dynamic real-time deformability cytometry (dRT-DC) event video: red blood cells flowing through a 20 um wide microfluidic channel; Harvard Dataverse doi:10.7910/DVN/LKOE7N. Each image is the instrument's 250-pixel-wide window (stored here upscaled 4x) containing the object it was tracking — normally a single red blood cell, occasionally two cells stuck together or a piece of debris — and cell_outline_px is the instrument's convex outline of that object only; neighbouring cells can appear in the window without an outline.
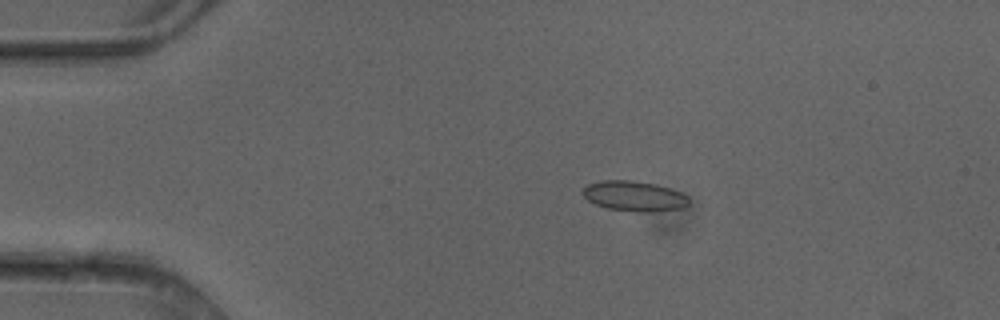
{"species": "common noctule bat (a hibernating species)", "species_latin": "Nyctalus noctula", "temperature_condition": "cold", "stored_images_in_passage": 5, "camera_frame_rate_fps": 3000, "um_per_image_px": 0.085, "animal": {"sex": "female"}, "frame": {"image": 1, "passage_image": 3, "time_ms": 0.667, "image_size_px": [1000, 320], "cell_outline_px": [[688, 204], [684, 208], [656, 212], [636, 212], [608, 208], [596, 204], [588, 200], [580, 192], [588, 184], [600, 180], [632, 180], [656, 184], [680, 192], [688, 196]], "centroid_in_image_um": [53.91, 16.67], "position_along_channel_um": 31.1, "area_um2": 18.79}}
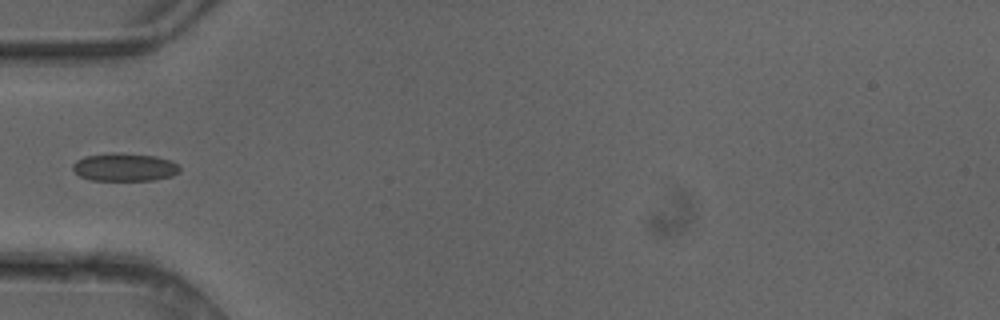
{"frame": {"image": 2, "passage_image": 5, "time_ms": 1.333, "image_size_px": [1000, 320], "cell_outline_px": [[180, 172], [172, 176], [156, 180], [92, 180], [80, 176], [72, 168], [72, 164], [76, 160], [84, 156], [112, 152], [116, 152], [156, 156], [172, 160], [180, 164]], "centroid_in_image_um": [10.63, 14.2], "position_along_channel_um": 74.4, "area_um2": 17.74}}